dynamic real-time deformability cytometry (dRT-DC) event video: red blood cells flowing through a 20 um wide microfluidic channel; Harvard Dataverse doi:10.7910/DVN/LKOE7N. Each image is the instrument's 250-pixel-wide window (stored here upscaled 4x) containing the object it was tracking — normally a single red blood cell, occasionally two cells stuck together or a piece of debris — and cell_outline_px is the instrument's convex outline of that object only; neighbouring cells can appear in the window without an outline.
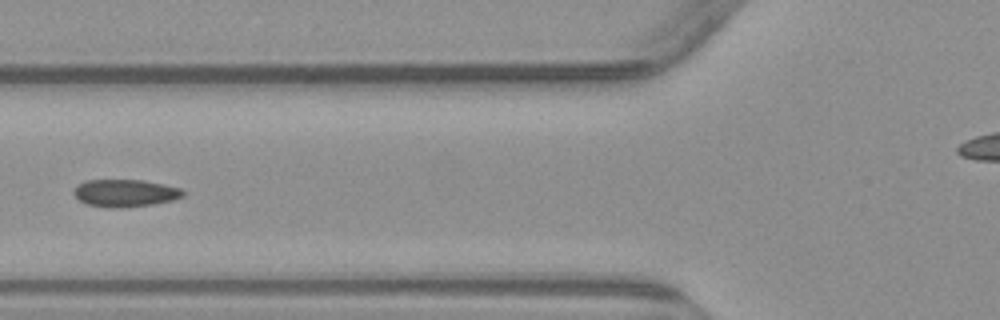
{"species": "common noctule bat (a hibernating species)", "species_latin": "Nyctalus noctula", "temperature_condition": "warm", "stored_images_in_passage": 5, "camera_frame_rate_fps": 3000, "um_per_image_px": 0.085, "animal": {"sex": "male", "body_mass_g": 23.1, "forearm_length_mm": 52.7}, "frame": {"image": 1, "passage_image": 5, "time_ms": 5.667, "image_size_px": [1000, 320], "cell_outline_px": [[184, 196], [172, 200], [152, 204], [120, 208], [112, 208], [88, 204], [80, 200], [72, 192], [76, 184], [84, 180], [144, 180], [164, 184], [180, 188], [184, 192]], "centroid_in_image_um": [10.62, 16.4], "position_along_channel_um": 115.2, "area_um2": 17.46}}